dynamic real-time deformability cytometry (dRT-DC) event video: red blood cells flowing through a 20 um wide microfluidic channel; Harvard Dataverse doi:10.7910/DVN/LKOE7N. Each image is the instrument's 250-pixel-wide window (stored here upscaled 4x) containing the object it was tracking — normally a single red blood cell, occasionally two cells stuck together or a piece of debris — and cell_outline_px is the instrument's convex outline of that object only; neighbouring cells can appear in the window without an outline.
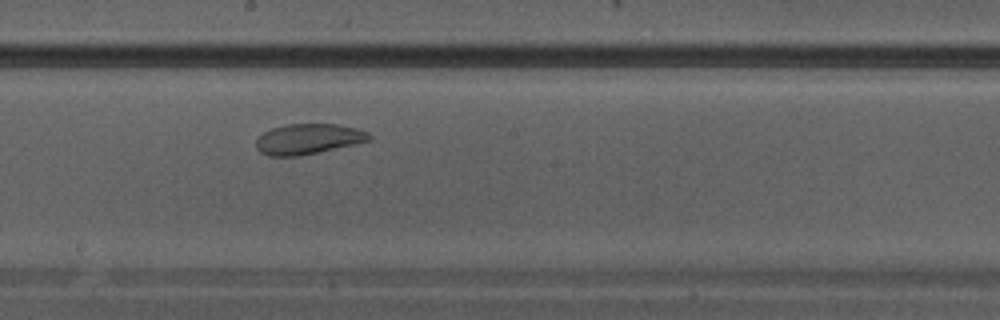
{"species": "Egyptian fruit bat (a non-hibernating species)", "species_latin": "Rousettus aegyptiacus", "temperature_condition": "warm", "stored_images_in_passage": 12, "camera_frame_rate_fps": 3000, "um_per_image_px": 0.085, "animal": {"sex": "male"}, "frame": {"image": 1, "passage_image": 12, "time_ms": 3.667, "image_size_px": [1000, 320], "cell_outline_px": [[372, 140], [320, 152], [300, 156], [268, 156], [260, 152], [256, 148], [256, 140], [264, 132], [272, 128], [284, 124], [336, 124], [356, 128], [368, 132], [372, 136]], "centroid_in_image_um": [26.2, 11.82], "position_along_channel_um": 222.0, "area_um2": 20.17}}